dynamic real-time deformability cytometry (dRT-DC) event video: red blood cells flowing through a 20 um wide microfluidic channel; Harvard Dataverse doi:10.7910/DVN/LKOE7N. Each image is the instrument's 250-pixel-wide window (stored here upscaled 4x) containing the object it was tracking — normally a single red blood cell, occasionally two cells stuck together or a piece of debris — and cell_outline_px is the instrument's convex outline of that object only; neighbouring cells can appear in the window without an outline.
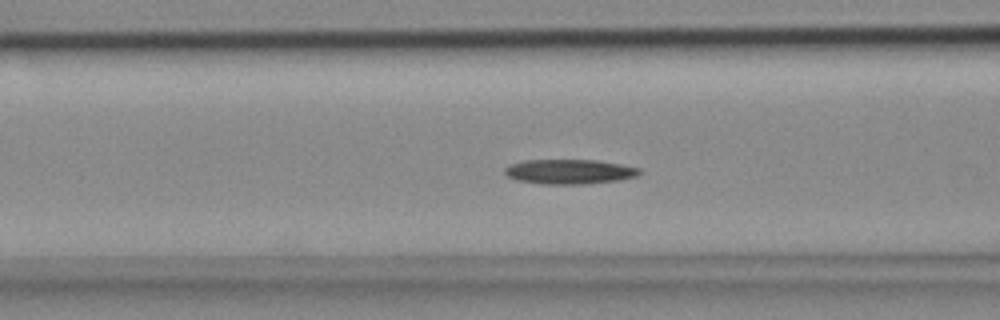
{"species": "common noctule bat (a hibernating species)", "species_latin": "Nyctalus noctula", "temperature_condition": "cold", "stored_images_in_passage": 55, "camera_frame_rate_fps": 3000, "um_per_image_px": 0.085, "animal": {"sex": "female", "body_mass_g": 18.4}, "frame": {"image": 1, "passage_image": 20, "time_ms": 6.333, "image_size_px": [1000, 320], "cell_outline_px": [[644, 172], [636, 176], [620, 180], [584, 184], [540, 184], [516, 180], [508, 176], [504, 172], [504, 168], [512, 164], [524, 160], [596, 160], [620, 164], [640, 168]], "centroid_in_image_um": [48.42, 14.59], "position_along_channel_um": 118.2, "area_um2": 19.48}}
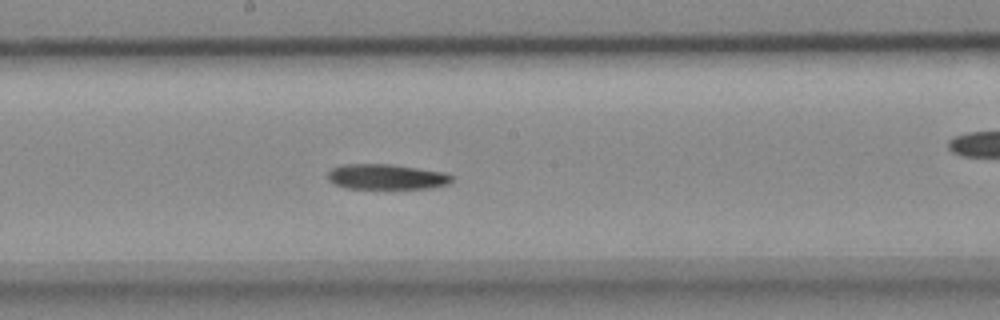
{"frame": {"image": 2, "passage_image": 28, "time_ms": 9.0, "image_size_px": [1000, 320], "cell_outline_px": [[452, 180], [448, 184], [432, 188], [348, 188], [336, 184], [328, 180], [328, 172], [332, 168], [340, 164], [392, 164], [444, 172], [452, 176]], "centroid_in_image_um": [32.84, 15.02], "position_along_channel_um": 215.4, "area_um2": 18.21}}
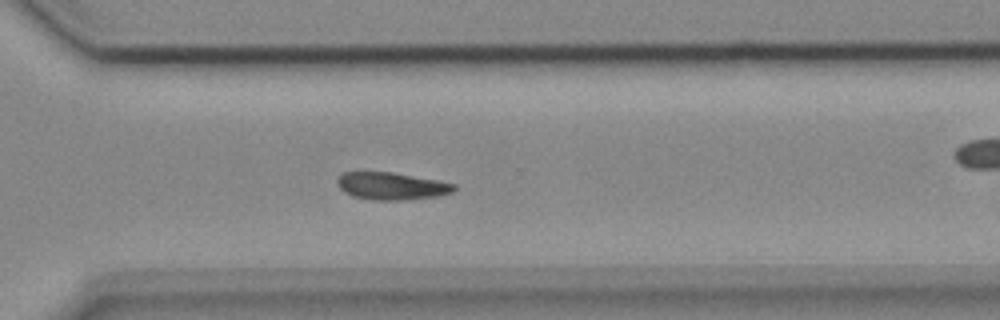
{"frame": {"image": 3, "passage_image": 38, "time_ms": 12.333, "image_size_px": [1000, 320], "cell_outline_px": [[456, 188], [452, 192], [440, 196], [404, 200], [372, 200], [352, 196], [344, 192], [336, 184], [336, 180], [344, 172], [392, 172], [436, 180], [456, 184]], "centroid_in_image_um": [33.27, 15.82], "position_along_channel_um": 337.3, "area_um2": 18.67}, "authors_computed_cell_mechanics": {"area_um2": 18.9006, "velocity_mm_per_s": 3.6607, "shape_relaxation_time_tau1_ms": 6.6857, "shape_relaxation_time_tau2_ms": null, "deformation_change_tau1": 0.167, "deformation_change_tau2": null}}